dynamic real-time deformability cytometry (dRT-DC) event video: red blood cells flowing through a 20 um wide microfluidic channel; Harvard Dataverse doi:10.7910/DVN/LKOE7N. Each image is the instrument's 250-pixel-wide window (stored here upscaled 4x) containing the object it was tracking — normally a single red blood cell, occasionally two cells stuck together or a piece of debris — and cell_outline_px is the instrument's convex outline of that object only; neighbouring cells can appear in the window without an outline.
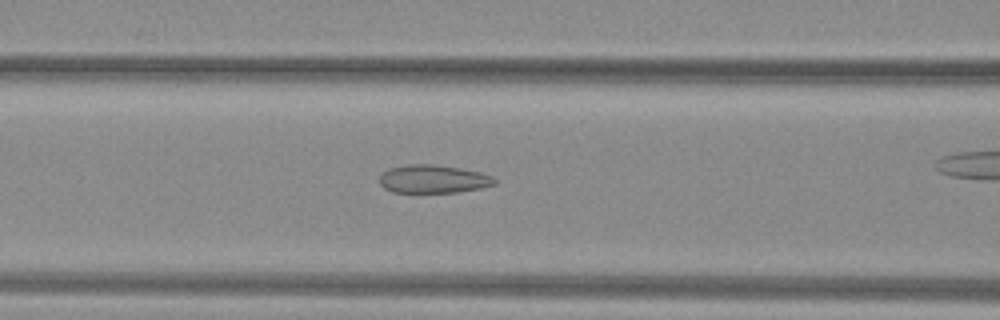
{"species": "common noctule bat (a hibernating species)", "species_latin": "Nyctalus noctula", "temperature_condition": "warm", "stored_images_in_passage": 31, "camera_frame_rate_fps": 3000, "um_per_image_px": 0.085, "animal": {"sex": "female", "body_mass_g": 29.2, "forearm_length_mm": 56.3}, "frame": {"image": 1, "passage_image": 12, "time_ms": 3.667, "image_size_px": [1000, 320], "cell_outline_px": [[496, 184], [480, 188], [456, 192], [392, 192], [384, 188], [380, 184], [380, 172], [388, 168], [408, 164], [432, 164], [460, 168], [480, 172], [492, 176], [496, 180]], "centroid_in_image_um": [36.79, 15.21], "position_along_channel_um": 129.8, "area_um2": 18.96}}
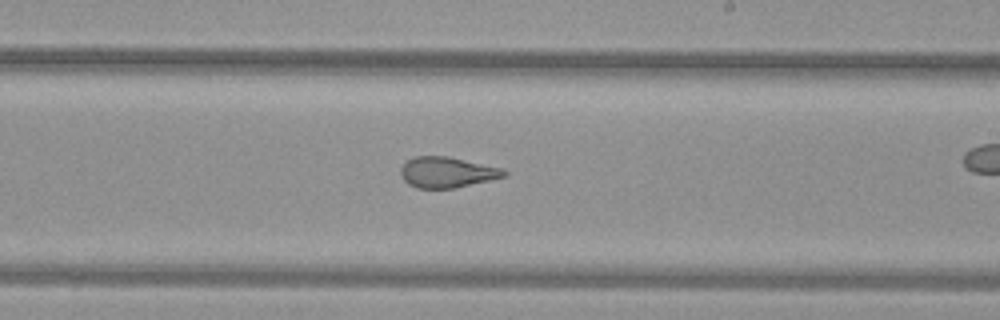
{"frame": {"image": 2, "passage_image": 21, "time_ms": 6.667, "image_size_px": [1000, 320], "cell_outline_px": [[508, 176], [456, 188], [416, 188], [408, 184], [400, 176], [400, 168], [408, 160], [416, 156], [448, 156], [504, 168], [508, 172]], "centroid_in_image_um": [38.03, 14.65], "position_along_channel_um": 251.0, "area_um2": 18.73}}
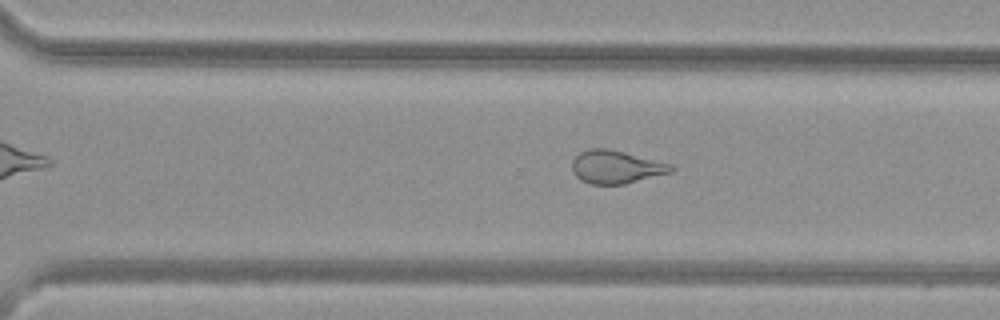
{"frame": {"image": 3, "passage_image": 26, "time_ms": 8.333, "image_size_px": [1000, 320], "cell_outline_px": [[676, 168], [672, 172], [624, 184], [592, 184], [580, 180], [572, 172], [572, 160], [580, 152], [588, 148], [608, 148], [672, 164]], "centroid_in_image_um": [52.35, 14.19], "position_along_channel_um": 318.2, "area_um2": 19.13}}